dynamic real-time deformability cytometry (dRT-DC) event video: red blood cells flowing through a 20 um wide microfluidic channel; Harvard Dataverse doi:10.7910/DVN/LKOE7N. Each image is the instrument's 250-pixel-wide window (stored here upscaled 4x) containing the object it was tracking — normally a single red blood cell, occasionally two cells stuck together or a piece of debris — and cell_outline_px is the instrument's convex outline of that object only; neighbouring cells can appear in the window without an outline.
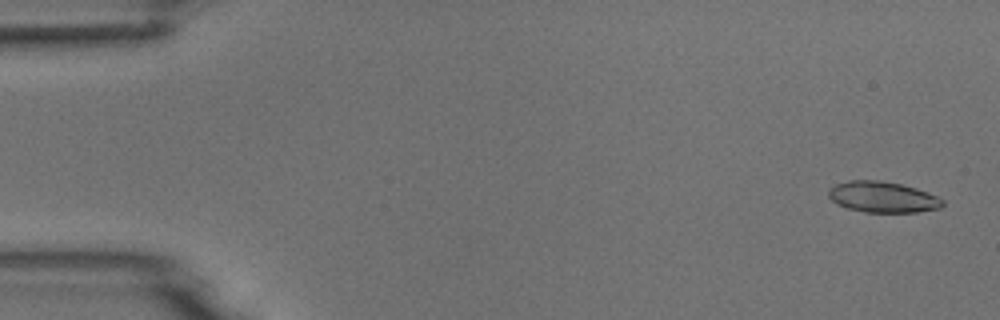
{"species": "common noctule bat (a hibernating species)", "species_latin": "Nyctalus noctula", "temperature_condition": "room temperature", "stored_images_in_passage": 4, "camera_frame_rate_fps": 3000, "um_per_image_px": 0.085, "animal": {"sex": "male", "body_mass_g": 18.8}, "frame": {"image": 1, "passage_image": 1, "time_ms": 0.0, "image_size_px": [1000, 320], "cell_outline_px": [[944, 204], [940, 208], [916, 212], [864, 212], [848, 208], [836, 204], [828, 196], [828, 188], [836, 184], [848, 180], [880, 180], [900, 184], [916, 188], [936, 196], [944, 200]], "centroid_in_image_um": [75.0, 16.74], "position_along_channel_um": 10.0, "area_um2": 20.58}}
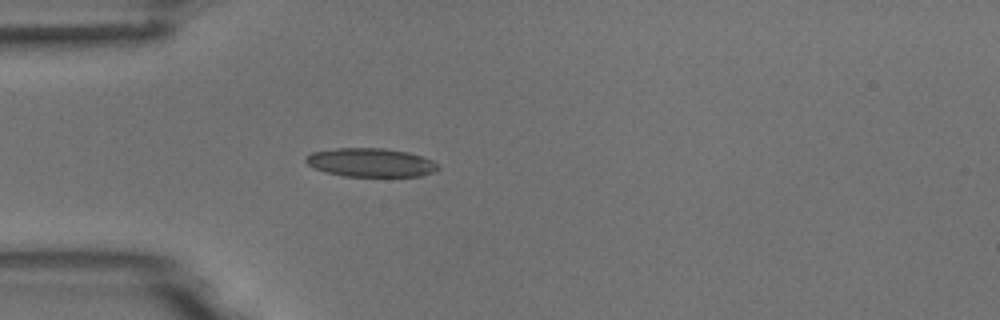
{"frame": {"image": 2, "passage_image": 4, "time_ms": 4.333, "image_size_px": [1000, 320], "cell_outline_px": [[440, 168], [432, 172], [420, 176], [344, 176], [324, 172], [308, 164], [304, 160], [312, 152], [336, 148], [384, 148], [408, 152], [432, 160]], "centroid_in_image_um": [31.5, 13.81], "position_along_channel_um": 53.5, "area_um2": 21.91}}